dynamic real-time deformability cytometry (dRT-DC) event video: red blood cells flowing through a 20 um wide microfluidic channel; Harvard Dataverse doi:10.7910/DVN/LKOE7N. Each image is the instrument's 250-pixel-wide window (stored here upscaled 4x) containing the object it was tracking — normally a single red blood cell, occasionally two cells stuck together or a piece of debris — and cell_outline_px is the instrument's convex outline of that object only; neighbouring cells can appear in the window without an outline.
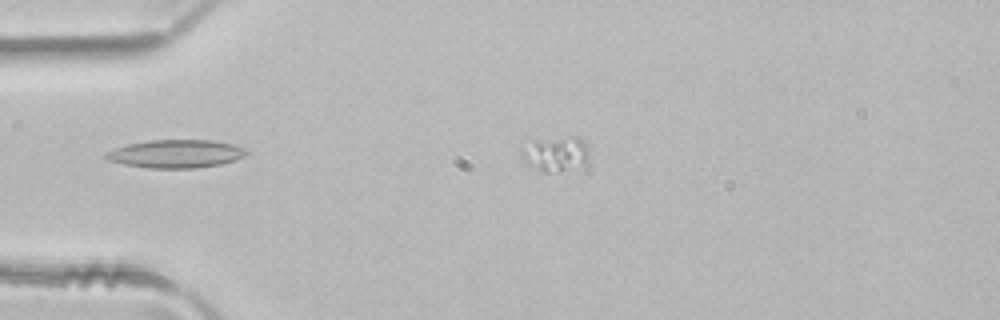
{"species": "common noctule bat (a hibernating species)", "species_latin": "Nyctalus noctula", "temperature_condition": "room temperature", "stored_images_in_passage": 2, "camera_frame_rate_fps": 3000, "um_per_image_px": 0.085, "animal": {"sex": "male", "body_mass_g": 21.5, "forearm_length_mm": 52.0}, "frame": {"image": 1, "passage_image": 1, "time_ms": 0.0, "image_size_px": [1000, 320], "cell_outline_px": [[248, 152], [244, 156], [236, 160], [220, 164], [196, 168], [148, 168], [124, 164], [108, 160], [104, 156], [104, 152], [128, 144], [148, 140], [212, 140], [232, 144], [244, 148]], "centroid_in_image_um": [14.94, 13.07], "position_along_channel_um": 70.1, "area_um2": 23.0}}